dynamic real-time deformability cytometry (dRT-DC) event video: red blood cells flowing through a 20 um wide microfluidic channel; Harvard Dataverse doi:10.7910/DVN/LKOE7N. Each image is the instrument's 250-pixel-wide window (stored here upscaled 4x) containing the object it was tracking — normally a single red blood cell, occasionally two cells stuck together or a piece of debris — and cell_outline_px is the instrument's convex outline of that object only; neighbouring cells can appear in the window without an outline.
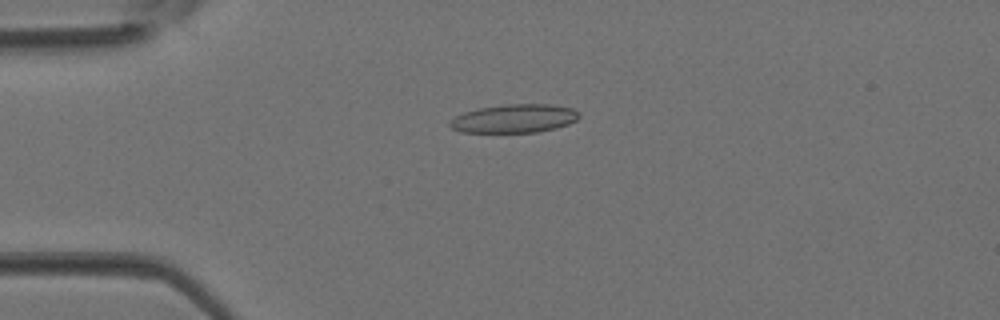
{"species": "Egyptian fruit bat (a non-hibernating species)", "species_latin": "Rousettus aegyptiacus", "temperature_condition": "room temperature", "stored_images_in_passage": 3, "camera_frame_rate_fps": 3000, "um_per_image_px": 0.085, "animal": {"sex": "female"}, "frame": {"image": 1, "passage_image": 3, "time_ms": 0.667, "image_size_px": [1000, 320], "cell_outline_px": [[580, 116], [576, 120], [568, 124], [556, 128], [536, 132], [460, 132], [452, 128], [448, 124], [448, 120], [464, 112], [480, 108], [504, 104], [552, 104], [572, 108], [580, 112]], "centroid_in_image_um": [43.72, 10.07], "position_along_channel_um": 41.3, "area_um2": 21.56}}